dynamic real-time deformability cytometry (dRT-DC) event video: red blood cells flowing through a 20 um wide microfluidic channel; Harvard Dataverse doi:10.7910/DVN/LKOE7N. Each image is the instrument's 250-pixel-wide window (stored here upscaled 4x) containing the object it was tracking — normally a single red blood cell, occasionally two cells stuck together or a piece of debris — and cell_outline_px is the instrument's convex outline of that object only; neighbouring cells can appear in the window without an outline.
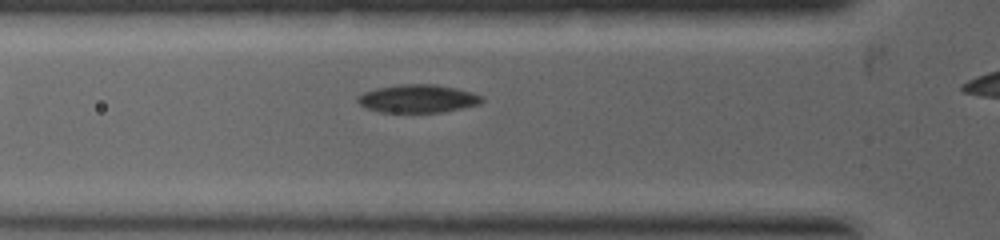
{"species": "common noctule bat (a hibernating species)", "species_latin": "Nyctalus noctula", "temperature_condition": "warm", "stored_images_in_passage": 4, "camera_frame_rate_fps": 5000, "um_per_image_px": 0.085, "animal": {"sex": "female", "body_mass_g": 19.0, "forearm_length_mm": 53.3}, "frame": {"image": 1, "passage_image": 3, "time_ms": 1.8, "image_size_px": [1000, 240], "cell_outline_px": [[484, 100], [480, 104], [440, 112], [380, 112], [368, 108], [360, 104], [356, 100], [356, 96], [364, 92], [376, 88], [400, 84], [436, 84], [456, 88], [472, 92], [484, 96]], "centroid_in_image_um": [35.52, 8.37], "position_along_channel_um": 90.3, "area_um2": 20.35}}